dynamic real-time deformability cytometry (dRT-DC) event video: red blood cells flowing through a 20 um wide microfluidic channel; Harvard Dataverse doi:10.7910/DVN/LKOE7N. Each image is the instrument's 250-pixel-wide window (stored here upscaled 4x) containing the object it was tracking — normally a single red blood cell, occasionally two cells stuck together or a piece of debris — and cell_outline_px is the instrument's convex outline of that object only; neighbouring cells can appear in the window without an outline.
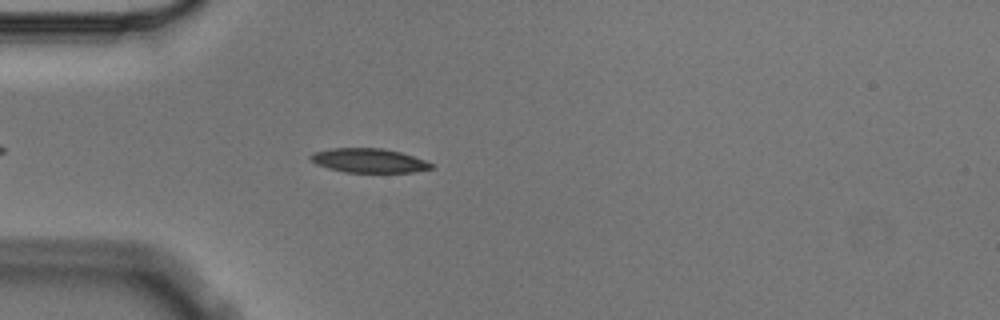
{"species": "Egyptian fruit bat (a non-hibernating species)", "species_latin": "Rousettus aegyptiacus", "temperature_condition": "cold", "stored_images_in_passage": 4, "camera_frame_rate_fps": 3000, "um_per_image_px": 0.085, "animal": {"sex": "male"}, "frame": {"image": 1, "passage_image": 4, "time_ms": 1.0, "image_size_px": [1000, 320], "cell_outline_px": [[432, 168], [412, 172], [344, 172], [328, 168], [316, 164], [308, 156], [312, 152], [332, 148], [380, 148], [400, 152], [424, 160], [432, 164]], "centroid_in_image_um": [31.29, 13.64], "position_along_channel_um": 53.7, "area_um2": 16.82}}